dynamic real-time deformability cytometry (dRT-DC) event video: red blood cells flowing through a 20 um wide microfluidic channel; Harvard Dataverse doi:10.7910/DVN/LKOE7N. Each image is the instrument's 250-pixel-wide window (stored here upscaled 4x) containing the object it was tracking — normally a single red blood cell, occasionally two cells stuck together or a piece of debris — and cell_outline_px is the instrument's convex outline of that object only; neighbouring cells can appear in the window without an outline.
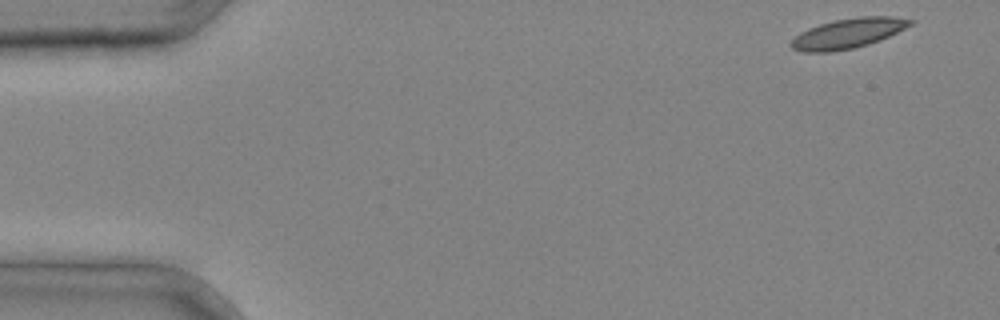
{"species": "common noctule bat (a hibernating species)", "species_latin": "Nyctalus noctula", "temperature_condition": "cold", "stored_images_in_passage": 3, "camera_frame_rate_fps": 3000, "um_per_image_px": 0.085, "animal": {"sex": "male", "body_mass_g": 20.4}, "frame": {"image": 1, "passage_image": 1, "time_ms": 0.0, "image_size_px": [1000, 320], "cell_outline_px": [[916, 20], [912, 24], [880, 40], [868, 44], [852, 48], [832, 52], [804, 52], [792, 48], [788, 44], [800, 32], [808, 28], [820, 24], [836, 20], [860, 16], [892, 16]], "centroid_in_image_um": [72.07, 2.83], "position_along_channel_um": 12.9, "area_um2": 20.63}}
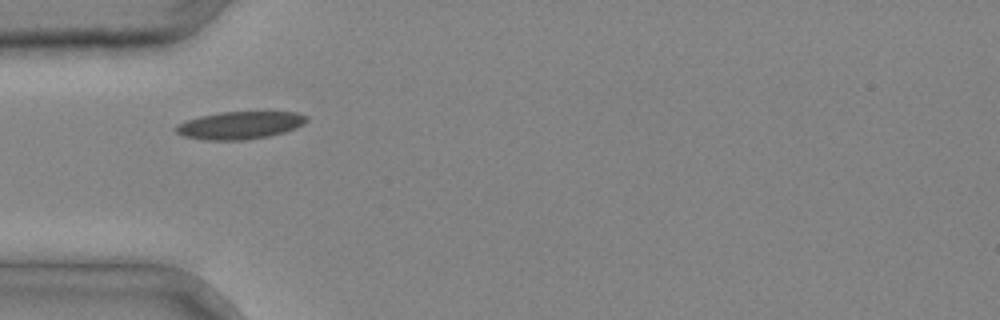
{"frame": {"image": 2, "passage_image": 3, "time_ms": 0.667, "image_size_px": [1000, 320], "cell_outline_px": [[308, 120], [304, 124], [296, 128], [284, 132], [268, 136], [248, 140], [204, 140], [184, 136], [176, 132], [176, 124], [184, 120], [200, 116], [220, 112], [296, 112], [308, 116]], "centroid_in_image_um": [20.39, 10.65], "position_along_channel_um": 64.6, "area_um2": 21.15}}